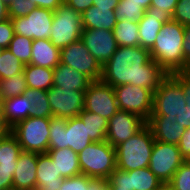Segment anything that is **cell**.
Wrapping results in <instances>:
<instances>
[{
    "label": "cell",
    "instance_id": "7dc6e473",
    "mask_svg": "<svg viewBox=\"0 0 190 190\" xmlns=\"http://www.w3.org/2000/svg\"><path fill=\"white\" fill-rule=\"evenodd\" d=\"M64 3L82 15L85 10L93 5V0H64Z\"/></svg>",
    "mask_w": 190,
    "mask_h": 190
},
{
    "label": "cell",
    "instance_id": "db71d44e",
    "mask_svg": "<svg viewBox=\"0 0 190 190\" xmlns=\"http://www.w3.org/2000/svg\"><path fill=\"white\" fill-rule=\"evenodd\" d=\"M9 18L8 7L0 0V23Z\"/></svg>",
    "mask_w": 190,
    "mask_h": 190
},
{
    "label": "cell",
    "instance_id": "44dd1931",
    "mask_svg": "<svg viewBox=\"0 0 190 190\" xmlns=\"http://www.w3.org/2000/svg\"><path fill=\"white\" fill-rule=\"evenodd\" d=\"M36 177L35 190H59L64 180L58 176V170L48 153L38 154Z\"/></svg>",
    "mask_w": 190,
    "mask_h": 190
},
{
    "label": "cell",
    "instance_id": "681fc988",
    "mask_svg": "<svg viewBox=\"0 0 190 190\" xmlns=\"http://www.w3.org/2000/svg\"><path fill=\"white\" fill-rule=\"evenodd\" d=\"M88 190H111V187L108 184L107 180L92 178L89 181V189Z\"/></svg>",
    "mask_w": 190,
    "mask_h": 190
},
{
    "label": "cell",
    "instance_id": "816d5d0a",
    "mask_svg": "<svg viewBox=\"0 0 190 190\" xmlns=\"http://www.w3.org/2000/svg\"><path fill=\"white\" fill-rule=\"evenodd\" d=\"M152 0H120L119 3H133V4H140V6L147 10L150 7Z\"/></svg>",
    "mask_w": 190,
    "mask_h": 190
},
{
    "label": "cell",
    "instance_id": "d4e9b609",
    "mask_svg": "<svg viewBox=\"0 0 190 190\" xmlns=\"http://www.w3.org/2000/svg\"><path fill=\"white\" fill-rule=\"evenodd\" d=\"M6 123L13 127L17 122L31 116V101L24 95H18L2 102Z\"/></svg>",
    "mask_w": 190,
    "mask_h": 190
},
{
    "label": "cell",
    "instance_id": "f5cc1de1",
    "mask_svg": "<svg viewBox=\"0 0 190 190\" xmlns=\"http://www.w3.org/2000/svg\"><path fill=\"white\" fill-rule=\"evenodd\" d=\"M0 131H11L10 126L6 123L5 118H4L2 102H0Z\"/></svg>",
    "mask_w": 190,
    "mask_h": 190
},
{
    "label": "cell",
    "instance_id": "603a6c76",
    "mask_svg": "<svg viewBox=\"0 0 190 190\" xmlns=\"http://www.w3.org/2000/svg\"><path fill=\"white\" fill-rule=\"evenodd\" d=\"M47 153L58 170V176L69 178L81 175L78 154L69 147L64 149H48Z\"/></svg>",
    "mask_w": 190,
    "mask_h": 190
},
{
    "label": "cell",
    "instance_id": "f546056e",
    "mask_svg": "<svg viewBox=\"0 0 190 190\" xmlns=\"http://www.w3.org/2000/svg\"><path fill=\"white\" fill-rule=\"evenodd\" d=\"M78 116L84 122L85 126H87L88 135L92 142L106 140L108 120L85 109Z\"/></svg>",
    "mask_w": 190,
    "mask_h": 190
},
{
    "label": "cell",
    "instance_id": "52a82bcc",
    "mask_svg": "<svg viewBox=\"0 0 190 190\" xmlns=\"http://www.w3.org/2000/svg\"><path fill=\"white\" fill-rule=\"evenodd\" d=\"M83 30L82 16L66 3H62L53 14L51 43L62 49L81 39Z\"/></svg>",
    "mask_w": 190,
    "mask_h": 190
},
{
    "label": "cell",
    "instance_id": "7a4b0ae2",
    "mask_svg": "<svg viewBox=\"0 0 190 190\" xmlns=\"http://www.w3.org/2000/svg\"><path fill=\"white\" fill-rule=\"evenodd\" d=\"M184 28L172 19L165 22L149 50L152 60L168 74L184 71Z\"/></svg>",
    "mask_w": 190,
    "mask_h": 190
},
{
    "label": "cell",
    "instance_id": "c3c4849f",
    "mask_svg": "<svg viewBox=\"0 0 190 190\" xmlns=\"http://www.w3.org/2000/svg\"><path fill=\"white\" fill-rule=\"evenodd\" d=\"M38 8L49 9L51 11H55L64 0H29Z\"/></svg>",
    "mask_w": 190,
    "mask_h": 190
},
{
    "label": "cell",
    "instance_id": "f35d334b",
    "mask_svg": "<svg viewBox=\"0 0 190 190\" xmlns=\"http://www.w3.org/2000/svg\"><path fill=\"white\" fill-rule=\"evenodd\" d=\"M92 178L86 175H78L74 177L64 178L59 190H88L89 181Z\"/></svg>",
    "mask_w": 190,
    "mask_h": 190
},
{
    "label": "cell",
    "instance_id": "cb8c5ba5",
    "mask_svg": "<svg viewBox=\"0 0 190 190\" xmlns=\"http://www.w3.org/2000/svg\"><path fill=\"white\" fill-rule=\"evenodd\" d=\"M83 29H104L113 31L117 18L115 10L96 8L92 5L82 13Z\"/></svg>",
    "mask_w": 190,
    "mask_h": 190
},
{
    "label": "cell",
    "instance_id": "ac0fdd59",
    "mask_svg": "<svg viewBox=\"0 0 190 190\" xmlns=\"http://www.w3.org/2000/svg\"><path fill=\"white\" fill-rule=\"evenodd\" d=\"M172 19V16L159 8L149 7L139 24V46L150 50L163 24Z\"/></svg>",
    "mask_w": 190,
    "mask_h": 190
},
{
    "label": "cell",
    "instance_id": "7bdbcfd3",
    "mask_svg": "<svg viewBox=\"0 0 190 190\" xmlns=\"http://www.w3.org/2000/svg\"><path fill=\"white\" fill-rule=\"evenodd\" d=\"M184 71L190 70V26L184 28L183 41Z\"/></svg>",
    "mask_w": 190,
    "mask_h": 190
},
{
    "label": "cell",
    "instance_id": "484cf974",
    "mask_svg": "<svg viewBox=\"0 0 190 190\" xmlns=\"http://www.w3.org/2000/svg\"><path fill=\"white\" fill-rule=\"evenodd\" d=\"M156 141L178 145L185 131L179 123L175 121H147Z\"/></svg>",
    "mask_w": 190,
    "mask_h": 190
},
{
    "label": "cell",
    "instance_id": "2e32d148",
    "mask_svg": "<svg viewBox=\"0 0 190 190\" xmlns=\"http://www.w3.org/2000/svg\"><path fill=\"white\" fill-rule=\"evenodd\" d=\"M146 121L137 114L118 110L109 120L106 141L113 147L138 133Z\"/></svg>",
    "mask_w": 190,
    "mask_h": 190
},
{
    "label": "cell",
    "instance_id": "4dcf8cb0",
    "mask_svg": "<svg viewBox=\"0 0 190 190\" xmlns=\"http://www.w3.org/2000/svg\"><path fill=\"white\" fill-rule=\"evenodd\" d=\"M47 92L48 91L46 90H37L31 88H27V90L24 92V96H26L32 104L31 116L37 118L53 117Z\"/></svg>",
    "mask_w": 190,
    "mask_h": 190
},
{
    "label": "cell",
    "instance_id": "277c9868",
    "mask_svg": "<svg viewBox=\"0 0 190 190\" xmlns=\"http://www.w3.org/2000/svg\"><path fill=\"white\" fill-rule=\"evenodd\" d=\"M48 149L70 148L79 154L92 143L87 126L79 116L73 118H50Z\"/></svg>",
    "mask_w": 190,
    "mask_h": 190
},
{
    "label": "cell",
    "instance_id": "836d02e7",
    "mask_svg": "<svg viewBox=\"0 0 190 190\" xmlns=\"http://www.w3.org/2000/svg\"><path fill=\"white\" fill-rule=\"evenodd\" d=\"M32 42L33 40L28 37L15 34L9 44L8 50L16 56L20 62L27 65L30 64L32 55Z\"/></svg>",
    "mask_w": 190,
    "mask_h": 190
},
{
    "label": "cell",
    "instance_id": "f6af8a7d",
    "mask_svg": "<svg viewBox=\"0 0 190 190\" xmlns=\"http://www.w3.org/2000/svg\"><path fill=\"white\" fill-rule=\"evenodd\" d=\"M178 1L179 0H152L150 7L159 8L172 16Z\"/></svg>",
    "mask_w": 190,
    "mask_h": 190
},
{
    "label": "cell",
    "instance_id": "7402d4cb",
    "mask_svg": "<svg viewBox=\"0 0 190 190\" xmlns=\"http://www.w3.org/2000/svg\"><path fill=\"white\" fill-rule=\"evenodd\" d=\"M60 63V49L49 39H35L32 42L30 64L54 69Z\"/></svg>",
    "mask_w": 190,
    "mask_h": 190
},
{
    "label": "cell",
    "instance_id": "680465c9",
    "mask_svg": "<svg viewBox=\"0 0 190 190\" xmlns=\"http://www.w3.org/2000/svg\"><path fill=\"white\" fill-rule=\"evenodd\" d=\"M160 190H170L166 185H164Z\"/></svg>",
    "mask_w": 190,
    "mask_h": 190
},
{
    "label": "cell",
    "instance_id": "ab89813d",
    "mask_svg": "<svg viewBox=\"0 0 190 190\" xmlns=\"http://www.w3.org/2000/svg\"><path fill=\"white\" fill-rule=\"evenodd\" d=\"M172 20L183 26H190V0H179L177 2Z\"/></svg>",
    "mask_w": 190,
    "mask_h": 190
},
{
    "label": "cell",
    "instance_id": "6da1fadb",
    "mask_svg": "<svg viewBox=\"0 0 190 190\" xmlns=\"http://www.w3.org/2000/svg\"><path fill=\"white\" fill-rule=\"evenodd\" d=\"M169 74L141 46H119L102 67L101 80L112 87L131 84L153 93Z\"/></svg>",
    "mask_w": 190,
    "mask_h": 190
},
{
    "label": "cell",
    "instance_id": "9a60e30c",
    "mask_svg": "<svg viewBox=\"0 0 190 190\" xmlns=\"http://www.w3.org/2000/svg\"><path fill=\"white\" fill-rule=\"evenodd\" d=\"M47 94L53 117L69 119L84 110L85 92L51 87Z\"/></svg>",
    "mask_w": 190,
    "mask_h": 190
},
{
    "label": "cell",
    "instance_id": "60d3db41",
    "mask_svg": "<svg viewBox=\"0 0 190 190\" xmlns=\"http://www.w3.org/2000/svg\"><path fill=\"white\" fill-rule=\"evenodd\" d=\"M14 35L15 33L11 18L0 23V47L2 49H8Z\"/></svg>",
    "mask_w": 190,
    "mask_h": 190
},
{
    "label": "cell",
    "instance_id": "d590c367",
    "mask_svg": "<svg viewBox=\"0 0 190 190\" xmlns=\"http://www.w3.org/2000/svg\"><path fill=\"white\" fill-rule=\"evenodd\" d=\"M170 190H190V161H185L166 184Z\"/></svg>",
    "mask_w": 190,
    "mask_h": 190
},
{
    "label": "cell",
    "instance_id": "9f6ffc18",
    "mask_svg": "<svg viewBox=\"0 0 190 190\" xmlns=\"http://www.w3.org/2000/svg\"><path fill=\"white\" fill-rule=\"evenodd\" d=\"M4 2V4L8 7L10 5V3L12 2V0H1Z\"/></svg>",
    "mask_w": 190,
    "mask_h": 190
},
{
    "label": "cell",
    "instance_id": "6f0895ef",
    "mask_svg": "<svg viewBox=\"0 0 190 190\" xmlns=\"http://www.w3.org/2000/svg\"><path fill=\"white\" fill-rule=\"evenodd\" d=\"M6 190H22V189L15 188V187H10V188H8V189H6Z\"/></svg>",
    "mask_w": 190,
    "mask_h": 190
},
{
    "label": "cell",
    "instance_id": "83f0119b",
    "mask_svg": "<svg viewBox=\"0 0 190 190\" xmlns=\"http://www.w3.org/2000/svg\"><path fill=\"white\" fill-rule=\"evenodd\" d=\"M113 34L118 46H139V24L128 20H117Z\"/></svg>",
    "mask_w": 190,
    "mask_h": 190
},
{
    "label": "cell",
    "instance_id": "30bf717a",
    "mask_svg": "<svg viewBox=\"0 0 190 190\" xmlns=\"http://www.w3.org/2000/svg\"><path fill=\"white\" fill-rule=\"evenodd\" d=\"M60 63L85 74L92 81L101 80L102 66L81 39L60 49Z\"/></svg>",
    "mask_w": 190,
    "mask_h": 190
},
{
    "label": "cell",
    "instance_id": "e575fe53",
    "mask_svg": "<svg viewBox=\"0 0 190 190\" xmlns=\"http://www.w3.org/2000/svg\"><path fill=\"white\" fill-rule=\"evenodd\" d=\"M145 9H143L140 4L133 3H119L115 8V15L117 20H128L131 22H139L144 13Z\"/></svg>",
    "mask_w": 190,
    "mask_h": 190
},
{
    "label": "cell",
    "instance_id": "5bb4252c",
    "mask_svg": "<svg viewBox=\"0 0 190 190\" xmlns=\"http://www.w3.org/2000/svg\"><path fill=\"white\" fill-rule=\"evenodd\" d=\"M186 100L181 85L169 74L153 93L151 116H166V111L181 110Z\"/></svg>",
    "mask_w": 190,
    "mask_h": 190
},
{
    "label": "cell",
    "instance_id": "bcb514c9",
    "mask_svg": "<svg viewBox=\"0 0 190 190\" xmlns=\"http://www.w3.org/2000/svg\"><path fill=\"white\" fill-rule=\"evenodd\" d=\"M16 169L0 168V190L13 187V174Z\"/></svg>",
    "mask_w": 190,
    "mask_h": 190
},
{
    "label": "cell",
    "instance_id": "8d00e7d4",
    "mask_svg": "<svg viewBox=\"0 0 190 190\" xmlns=\"http://www.w3.org/2000/svg\"><path fill=\"white\" fill-rule=\"evenodd\" d=\"M148 121H175L181 127L188 129L190 127V107L185 106L181 110L166 111V116H150Z\"/></svg>",
    "mask_w": 190,
    "mask_h": 190
},
{
    "label": "cell",
    "instance_id": "8fae6325",
    "mask_svg": "<svg viewBox=\"0 0 190 190\" xmlns=\"http://www.w3.org/2000/svg\"><path fill=\"white\" fill-rule=\"evenodd\" d=\"M84 109L109 120L119 110L114 88L102 80L92 81L84 94Z\"/></svg>",
    "mask_w": 190,
    "mask_h": 190
},
{
    "label": "cell",
    "instance_id": "ee69618b",
    "mask_svg": "<svg viewBox=\"0 0 190 190\" xmlns=\"http://www.w3.org/2000/svg\"><path fill=\"white\" fill-rule=\"evenodd\" d=\"M178 148L181 152L182 157L189 161L190 160V127L185 129L182 137L179 141Z\"/></svg>",
    "mask_w": 190,
    "mask_h": 190
},
{
    "label": "cell",
    "instance_id": "d6a6232c",
    "mask_svg": "<svg viewBox=\"0 0 190 190\" xmlns=\"http://www.w3.org/2000/svg\"><path fill=\"white\" fill-rule=\"evenodd\" d=\"M25 65L19 61L8 49H3L0 54L1 79L11 78L13 75L22 74Z\"/></svg>",
    "mask_w": 190,
    "mask_h": 190
},
{
    "label": "cell",
    "instance_id": "ba28073f",
    "mask_svg": "<svg viewBox=\"0 0 190 190\" xmlns=\"http://www.w3.org/2000/svg\"><path fill=\"white\" fill-rule=\"evenodd\" d=\"M185 161L178 145L155 140L148 168L166 185Z\"/></svg>",
    "mask_w": 190,
    "mask_h": 190
},
{
    "label": "cell",
    "instance_id": "9c48e42d",
    "mask_svg": "<svg viewBox=\"0 0 190 190\" xmlns=\"http://www.w3.org/2000/svg\"><path fill=\"white\" fill-rule=\"evenodd\" d=\"M118 108L137 114L146 122L153 108V92L147 88L125 84L113 87Z\"/></svg>",
    "mask_w": 190,
    "mask_h": 190
},
{
    "label": "cell",
    "instance_id": "5b68a950",
    "mask_svg": "<svg viewBox=\"0 0 190 190\" xmlns=\"http://www.w3.org/2000/svg\"><path fill=\"white\" fill-rule=\"evenodd\" d=\"M81 174L108 180L116 167V149L106 140L92 142L78 154Z\"/></svg>",
    "mask_w": 190,
    "mask_h": 190
},
{
    "label": "cell",
    "instance_id": "e0dca14e",
    "mask_svg": "<svg viewBox=\"0 0 190 190\" xmlns=\"http://www.w3.org/2000/svg\"><path fill=\"white\" fill-rule=\"evenodd\" d=\"M81 40L102 67L119 47L110 30L83 29Z\"/></svg>",
    "mask_w": 190,
    "mask_h": 190
},
{
    "label": "cell",
    "instance_id": "d6986e66",
    "mask_svg": "<svg viewBox=\"0 0 190 190\" xmlns=\"http://www.w3.org/2000/svg\"><path fill=\"white\" fill-rule=\"evenodd\" d=\"M38 154L22 151L17 158L16 170L13 174V187L22 190H35L37 185Z\"/></svg>",
    "mask_w": 190,
    "mask_h": 190
},
{
    "label": "cell",
    "instance_id": "b9f144b4",
    "mask_svg": "<svg viewBox=\"0 0 190 190\" xmlns=\"http://www.w3.org/2000/svg\"><path fill=\"white\" fill-rule=\"evenodd\" d=\"M182 87L186 106L190 107V70L170 74Z\"/></svg>",
    "mask_w": 190,
    "mask_h": 190
},
{
    "label": "cell",
    "instance_id": "11a10c76",
    "mask_svg": "<svg viewBox=\"0 0 190 190\" xmlns=\"http://www.w3.org/2000/svg\"><path fill=\"white\" fill-rule=\"evenodd\" d=\"M11 131H0V142L4 139V137L9 134Z\"/></svg>",
    "mask_w": 190,
    "mask_h": 190
},
{
    "label": "cell",
    "instance_id": "1f68e13d",
    "mask_svg": "<svg viewBox=\"0 0 190 190\" xmlns=\"http://www.w3.org/2000/svg\"><path fill=\"white\" fill-rule=\"evenodd\" d=\"M26 90L27 84L24 73L2 79L0 81V102L18 95H24Z\"/></svg>",
    "mask_w": 190,
    "mask_h": 190
},
{
    "label": "cell",
    "instance_id": "74e56055",
    "mask_svg": "<svg viewBox=\"0 0 190 190\" xmlns=\"http://www.w3.org/2000/svg\"><path fill=\"white\" fill-rule=\"evenodd\" d=\"M35 8H37L36 5L29 0H12L8 6V14L11 19L24 17Z\"/></svg>",
    "mask_w": 190,
    "mask_h": 190
},
{
    "label": "cell",
    "instance_id": "7c38bea8",
    "mask_svg": "<svg viewBox=\"0 0 190 190\" xmlns=\"http://www.w3.org/2000/svg\"><path fill=\"white\" fill-rule=\"evenodd\" d=\"M107 182L111 190H160L164 186L148 167L129 172L116 168Z\"/></svg>",
    "mask_w": 190,
    "mask_h": 190
},
{
    "label": "cell",
    "instance_id": "8992f818",
    "mask_svg": "<svg viewBox=\"0 0 190 190\" xmlns=\"http://www.w3.org/2000/svg\"><path fill=\"white\" fill-rule=\"evenodd\" d=\"M50 118L29 116L11 127L23 151L47 153L50 136Z\"/></svg>",
    "mask_w": 190,
    "mask_h": 190
},
{
    "label": "cell",
    "instance_id": "f907efd6",
    "mask_svg": "<svg viewBox=\"0 0 190 190\" xmlns=\"http://www.w3.org/2000/svg\"><path fill=\"white\" fill-rule=\"evenodd\" d=\"M120 0H93V5L96 8H109V10H115Z\"/></svg>",
    "mask_w": 190,
    "mask_h": 190
},
{
    "label": "cell",
    "instance_id": "ffe728a7",
    "mask_svg": "<svg viewBox=\"0 0 190 190\" xmlns=\"http://www.w3.org/2000/svg\"><path fill=\"white\" fill-rule=\"evenodd\" d=\"M92 80L85 74L74 70L70 66L59 63L53 69V86L85 92Z\"/></svg>",
    "mask_w": 190,
    "mask_h": 190
},
{
    "label": "cell",
    "instance_id": "4316f807",
    "mask_svg": "<svg viewBox=\"0 0 190 190\" xmlns=\"http://www.w3.org/2000/svg\"><path fill=\"white\" fill-rule=\"evenodd\" d=\"M27 88L48 91L53 86V69L27 64L23 71Z\"/></svg>",
    "mask_w": 190,
    "mask_h": 190
},
{
    "label": "cell",
    "instance_id": "4fadbf2b",
    "mask_svg": "<svg viewBox=\"0 0 190 190\" xmlns=\"http://www.w3.org/2000/svg\"><path fill=\"white\" fill-rule=\"evenodd\" d=\"M54 12L49 9L35 8L24 17L11 19L14 33L35 39H49Z\"/></svg>",
    "mask_w": 190,
    "mask_h": 190
},
{
    "label": "cell",
    "instance_id": "f1b7e54d",
    "mask_svg": "<svg viewBox=\"0 0 190 190\" xmlns=\"http://www.w3.org/2000/svg\"><path fill=\"white\" fill-rule=\"evenodd\" d=\"M22 148L16 137L10 132L0 142V168L16 169L17 158Z\"/></svg>",
    "mask_w": 190,
    "mask_h": 190
},
{
    "label": "cell",
    "instance_id": "3957f363",
    "mask_svg": "<svg viewBox=\"0 0 190 190\" xmlns=\"http://www.w3.org/2000/svg\"><path fill=\"white\" fill-rule=\"evenodd\" d=\"M154 142L152 130L146 124L134 136L115 147L116 167L128 172L149 167Z\"/></svg>",
    "mask_w": 190,
    "mask_h": 190
}]
</instances>
